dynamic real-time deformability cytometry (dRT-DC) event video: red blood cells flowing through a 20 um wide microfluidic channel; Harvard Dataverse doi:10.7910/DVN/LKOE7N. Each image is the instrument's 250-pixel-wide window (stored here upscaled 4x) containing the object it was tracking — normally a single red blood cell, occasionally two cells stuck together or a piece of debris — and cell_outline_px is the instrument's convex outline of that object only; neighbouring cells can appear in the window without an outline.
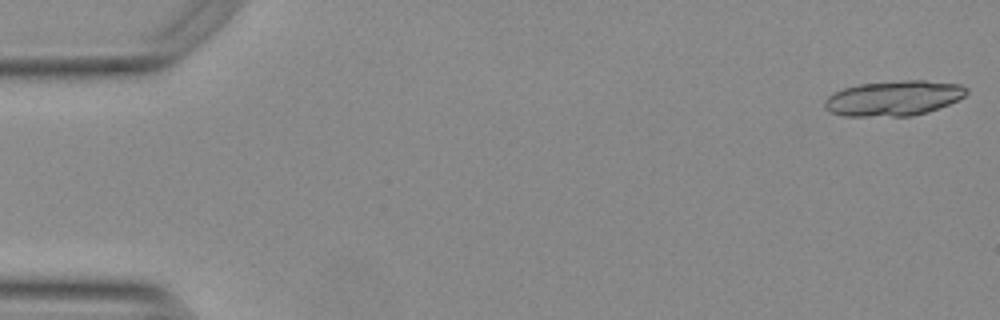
{"species": "Egyptian fruit bat (a non-hibernating species)", "species_latin": "Rousettus aegyptiacus", "temperature_condition": "warm", "stored_images_in_passage": 18, "camera_frame_rate_fps": 3000, "um_per_image_px": 0.085, "animal": {"sex": "female"}, "frame": {"image": 1, "passage_image": 1, "time_ms": 0.0, "image_size_px": [1000, 320], "cell_outline_px": [[968, 92], [964, 96], [948, 104], [928, 112], [912, 116], [844, 116], [828, 112], [824, 108], [824, 100], [832, 92], [844, 88], [860, 84], [904, 80], [924, 80], [960, 84], [968, 88]], "centroid_in_image_um": [75.93, 8.35], "position_along_channel_um": 9.1, "area_um2": 29.19}}
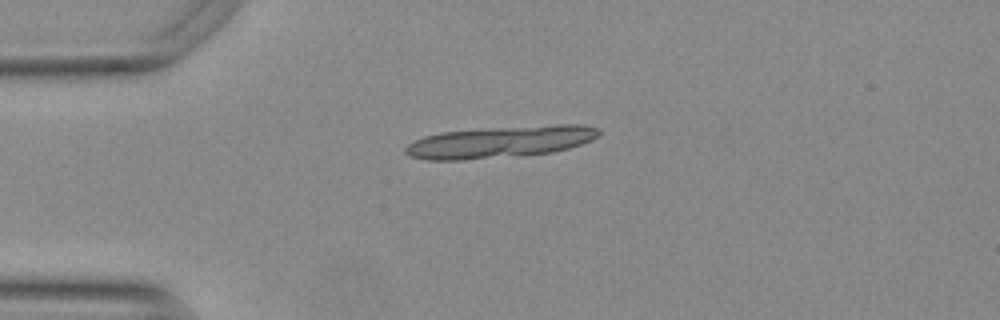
{"frame": {"image": 2, "passage_image": 13, "time_ms": 4.0, "image_size_px": [1000, 320], "cell_outline_px": [[600, 136], [592, 140], [568, 148], [552, 152], [520, 156], [460, 160], [428, 160], [412, 156], [404, 152], [404, 148], [408, 144], [424, 136], [440, 132], [488, 128], [556, 124], [584, 124], [600, 128]], "centroid_in_image_um": [42.56, 12.05], "position_along_channel_um": 42.4, "area_um2": 36.01}}